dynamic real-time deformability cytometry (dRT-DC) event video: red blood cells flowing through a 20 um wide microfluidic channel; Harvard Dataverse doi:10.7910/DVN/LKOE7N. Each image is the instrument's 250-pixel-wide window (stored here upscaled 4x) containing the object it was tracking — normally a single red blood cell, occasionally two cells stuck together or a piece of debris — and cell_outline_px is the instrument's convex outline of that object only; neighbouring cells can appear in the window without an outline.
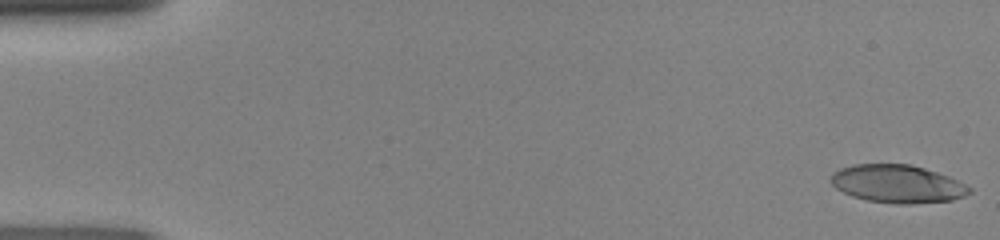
{"species": "human", "species_latin": "Homo sapiens", "temperature_condition": "room temperature", "stored_images_in_passage": 48, "camera_frame_rate_fps": 3000, "um_per_image_px": 0.085, "donor": {"sex": "female"}, "frame": {"image": 1, "passage_image": 1, "time_ms": 0.0, "image_size_px": [1000, 240], "cell_outline_px": [[972, 192], [964, 196], [952, 200], [908, 204], [896, 204], [868, 200], [852, 196], [836, 188], [832, 184], [832, 172], [840, 168], [852, 164], [912, 164], [948, 176], [972, 188]], "centroid_in_image_um": [76.28, 15.62], "position_along_channel_um": 8.7, "area_um2": 30.52}}
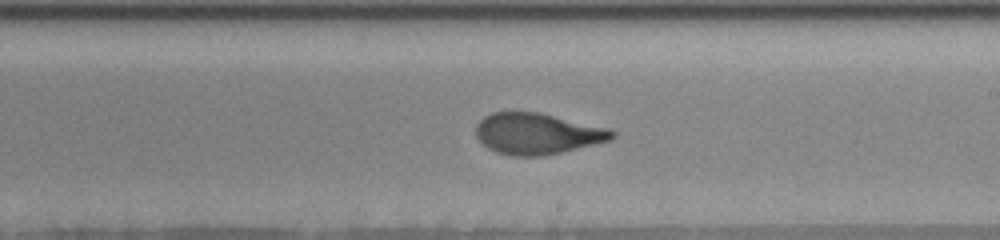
{"frame": {"image": 2, "passage_image": 28, "time_ms": 9.0, "image_size_px": [1000, 240], "cell_outline_px": [[616, 136], [612, 140], [544, 156], [512, 156], [496, 152], [488, 148], [476, 136], [476, 124], [484, 116], [492, 112], [540, 112], [608, 128], [616, 132]], "centroid_in_image_um": [45.67, 11.36], "position_along_channel_um": 243.3, "area_um2": 32.71}}
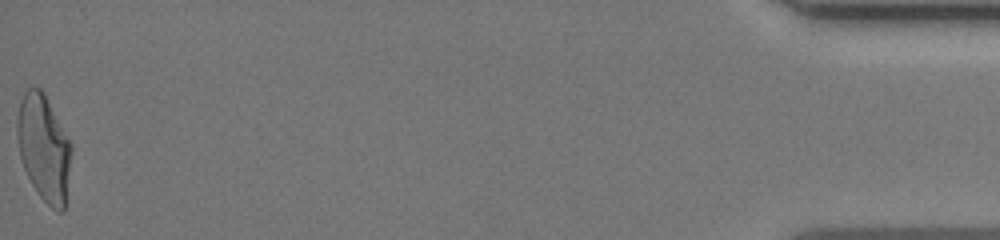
{"frame": {"image": 3, "passage_image": 48, "time_ms": 15.667, "image_size_px": [1000, 240], "cell_outline_px": [[72, 152], [64, 212], [60, 212], [52, 208], [40, 196], [32, 184], [24, 168], [20, 156], [16, 136], [16, 120], [20, 100], [24, 92], [28, 88], [40, 88], [44, 92], [72, 144]], "centroid_in_image_um": [3.72, 12.55], "position_along_channel_um": 431.5, "area_um2": 33.7}}